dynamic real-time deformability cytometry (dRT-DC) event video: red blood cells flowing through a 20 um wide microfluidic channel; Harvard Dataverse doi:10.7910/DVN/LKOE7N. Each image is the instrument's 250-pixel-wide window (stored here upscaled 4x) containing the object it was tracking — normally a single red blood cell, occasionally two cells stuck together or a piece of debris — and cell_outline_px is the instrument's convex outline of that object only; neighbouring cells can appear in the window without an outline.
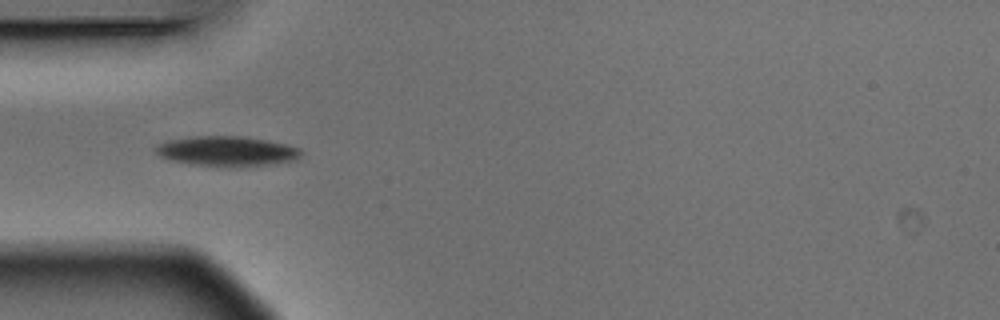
{"species": "Egyptian fruit bat (a non-hibernating species)", "species_latin": "Rousettus aegyptiacus", "temperature_condition": "warm", "stored_images_in_passage": 5, "camera_frame_rate_fps": 3000, "um_per_image_px": 0.085, "animal": {"sex": "male"}, "frame": {"image": 1, "passage_image": 5, "time_ms": 1.333, "image_size_px": [1000, 320], "cell_outline_px": [[304, 152], [296, 160], [272, 164], [232, 168], [228, 168], [188, 164], [168, 160], [160, 156], [156, 152], [156, 144], [168, 140], [192, 136], [244, 136], [268, 140], [300, 148]], "centroid_in_image_um": [19.28, 12.87], "position_along_channel_um": 65.7, "area_um2": 26.01}}